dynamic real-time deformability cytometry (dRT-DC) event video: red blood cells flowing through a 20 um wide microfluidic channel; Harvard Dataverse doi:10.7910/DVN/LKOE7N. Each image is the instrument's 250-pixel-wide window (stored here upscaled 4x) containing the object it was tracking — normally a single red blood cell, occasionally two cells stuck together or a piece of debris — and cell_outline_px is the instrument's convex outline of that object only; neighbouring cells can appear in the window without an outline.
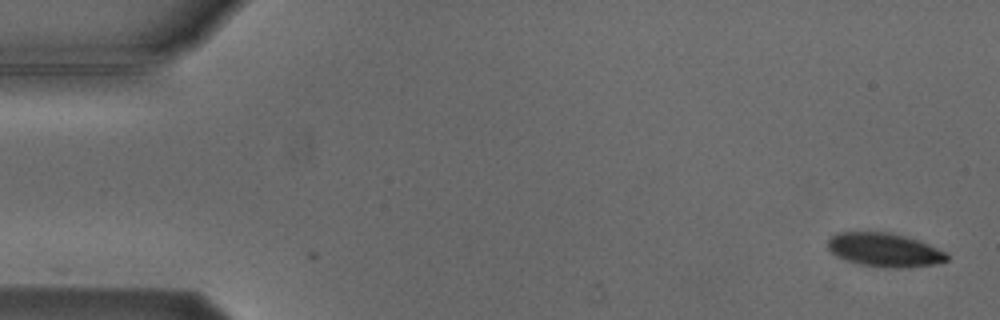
{"species": "Egyptian fruit bat (a non-hibernating species)", "species_latin": "Rousettus aegyptiacus", "temperature_condition": "cold", "stored_images_in_passage": 4, "camera_frame_rate_fps": 3000, "um_per_image_px": 0.085, "animal": {"sex": "male"}, "frame": {"image": 1, "passage_image": 1, "time_ms": 0.0, "image_size_px": [1000, 320], "cell_outline_px": [[948, 260], [940, 264], [908, 268], [884, 268], [860, 264], [844, 260], [836, 256], [828, 248], [828, 240], [836, 232], [888, 232], [920, 240], [948, 252]], "centroid_in_image_um": [75.24, 21.26], "position_along_channel_um": 9.8, "area_um2": 23.87}}